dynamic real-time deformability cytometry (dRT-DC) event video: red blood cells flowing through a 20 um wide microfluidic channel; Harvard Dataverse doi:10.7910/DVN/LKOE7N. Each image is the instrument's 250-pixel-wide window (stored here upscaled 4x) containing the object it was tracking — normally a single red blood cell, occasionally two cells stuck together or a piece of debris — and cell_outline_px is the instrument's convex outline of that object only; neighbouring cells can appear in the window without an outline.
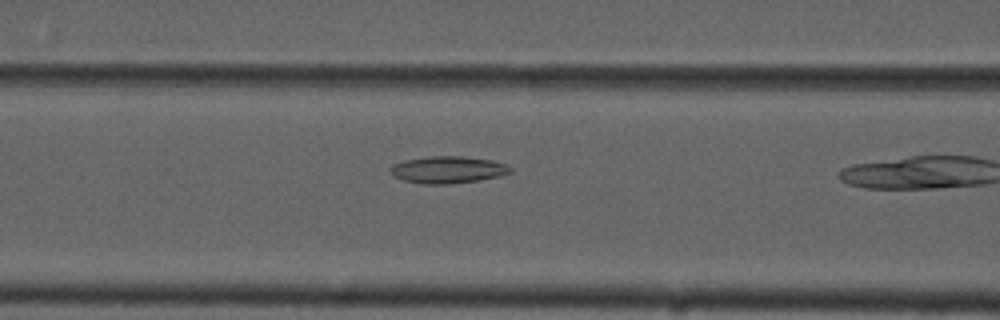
{"species": "common noctule bat (a hibernating species)", "species_latin": "Nyctalus noctula", "temperature_condition": "cold", "stored_images_in_passage": 4, "camera_frame_rate_fps": 3000, "um_per_image_px": 0.085, "animal": {"sex": "male", "forearm_length_mm": 52.5}, "frame": {"image": 1, "passage_image": 3, "time_ms": 0.667, "image_size_px": [1000, 320], "cell_outline_px": [[512, 172], [500, 176], [480, 180], [448, 184], [420, 184], [404, 180], [392, 176], [388, 168], [392, 164], [404, 160], [432, 156], [460, 156], [492, 160], [504, 164], [512, 168]], "centroid_in_image_um": [38.03, 14.43], "position_along_channel_um": 128.6, "area_um2": 19.02}}